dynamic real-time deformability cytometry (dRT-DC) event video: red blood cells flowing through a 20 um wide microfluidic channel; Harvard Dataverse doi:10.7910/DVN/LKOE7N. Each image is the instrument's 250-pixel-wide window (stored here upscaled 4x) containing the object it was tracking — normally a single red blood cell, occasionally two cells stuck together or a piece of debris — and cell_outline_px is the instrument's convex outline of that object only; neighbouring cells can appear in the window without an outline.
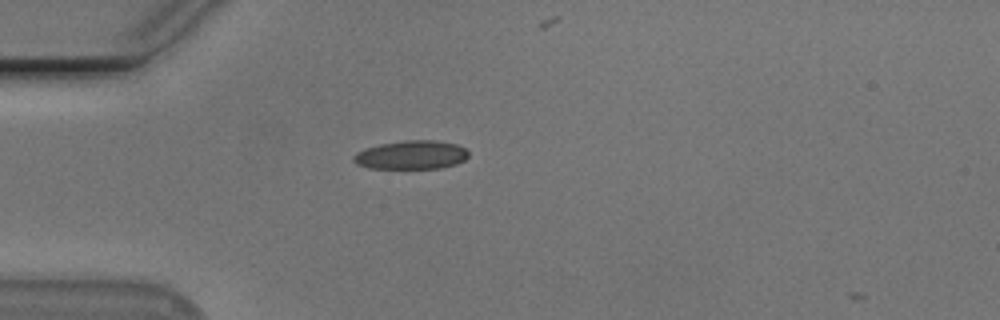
{"species": "Egyptian fruit bat (a non-hibernating species)", "species_latin": "Rousettus aegyptiacus", "temperature_condition": "cold", "stored_images_in_passage": 32, "camera_frame_rate_fps": 3000, "um_per_image_px": 0.085, "animal": {"sex": "male"}, "frame": {"image": 1, "passage_image": 1, "time_ms": 0.0, "image_size_px": [1000, 320], "cell_outline_px": [[468, 156], [464, 160], [456, 164], [440, 168], [368, 168], [356, 164], [352, 160], [352, 156], [356, 152], [364, 148], [380, 144], [404, 140], [436, 140], [456, 144], [464, 148], [468, 152]], "centroid_in_image_um": [34.92, 13.16], "position_along_channel_um": 50.1, "area_um2": 19.31}}
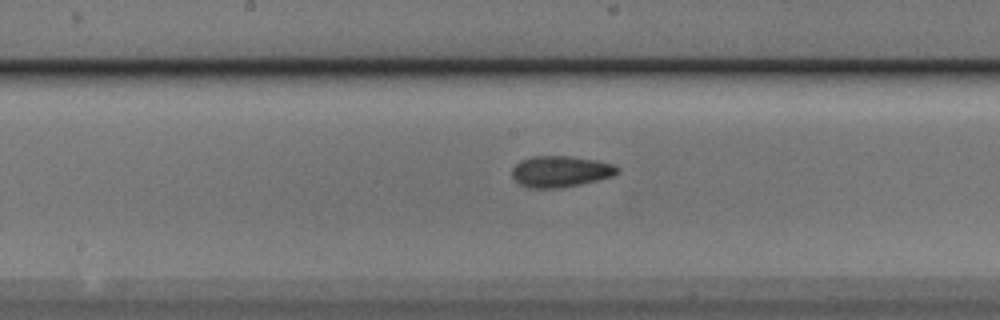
{"frame": {"image": 2, "passage_image": 14, "time_ms": 4.333, "image_size_px": [1000, 320], "cell_outline_px": [[620, 172], [612, 176], [580, 184], [560, 188], [528, 188], [520, 184], [512, 176], [512, 168], [520, 160], [532, 156], [568, 156], [596, 160], [612, 164], [620, 168]], "centroid_in_image_um": [47.63, 14.57], "position_along_channel_um": 200.6, "area_um2": 19.13}}
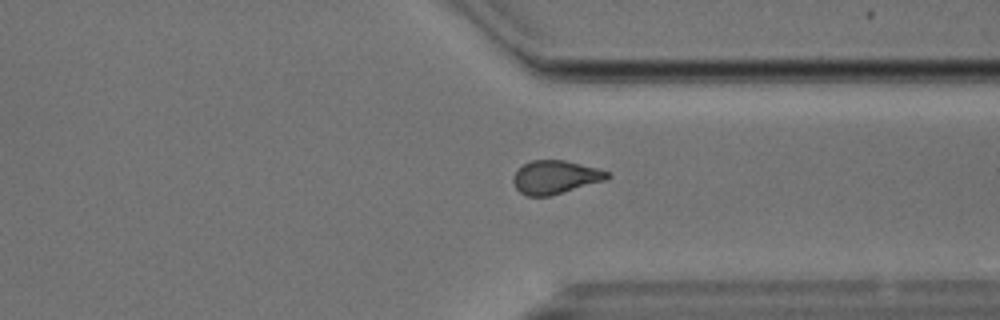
{"frame": {"image": 3, "passage_image": 27, "time_ms": 8.667, "image_size_px": [1000, 320], "cell_outline_px": [[612, 176], [608, 180], [548, 196], [528, 196], [520, 192], [516, 188], [512, 180], [516, 172], [524, 164], [532, 160], [564, 160], [596, 168], [608, 172]], "centroid_in_image_um": [47.23, 15.06], "position_along_channel_um": 364.2, "area_um2": 18.15}}